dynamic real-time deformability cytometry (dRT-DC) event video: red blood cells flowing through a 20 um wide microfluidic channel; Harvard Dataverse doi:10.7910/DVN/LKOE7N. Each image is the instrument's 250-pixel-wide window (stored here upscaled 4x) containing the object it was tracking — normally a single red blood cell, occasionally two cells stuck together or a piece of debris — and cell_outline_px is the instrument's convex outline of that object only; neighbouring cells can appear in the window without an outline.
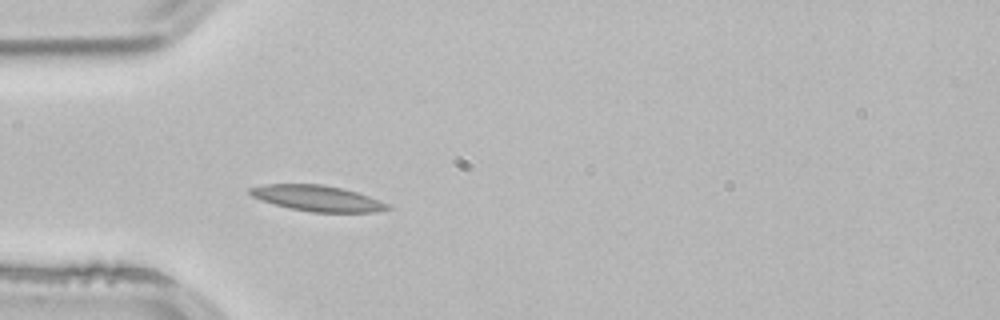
{"species": "common noctule bat (a hibernating species)", "species_latin": "Nyctalus noctula", "temperature_condition": "room temperature", "stored_images_in_passage": 2, "camera_frame_rate_fps": 3000, "um_per_image_px": 0.085, "animal": {"sex": "male", "body_mass_g": 21.5, "forearm_length_mm": 52.0}, "frame": {"image": 1, "passage_image": 2, "time_ms": 0.333, "image_size_px": [1000, 320], "cell_outline_px": [[392, 208], [376, 212], [312, 212], [288, 208], [260, 200], [252, 196], [248, 192], [248, 188], [264, 184], [320, 184], [340, 188], [356, 192], [368, 196], [388, 204]], "centroid_in_image_um": [26.93, 16.86], "position_along_channel_um": 58.1, "area_um2": 20.58}}